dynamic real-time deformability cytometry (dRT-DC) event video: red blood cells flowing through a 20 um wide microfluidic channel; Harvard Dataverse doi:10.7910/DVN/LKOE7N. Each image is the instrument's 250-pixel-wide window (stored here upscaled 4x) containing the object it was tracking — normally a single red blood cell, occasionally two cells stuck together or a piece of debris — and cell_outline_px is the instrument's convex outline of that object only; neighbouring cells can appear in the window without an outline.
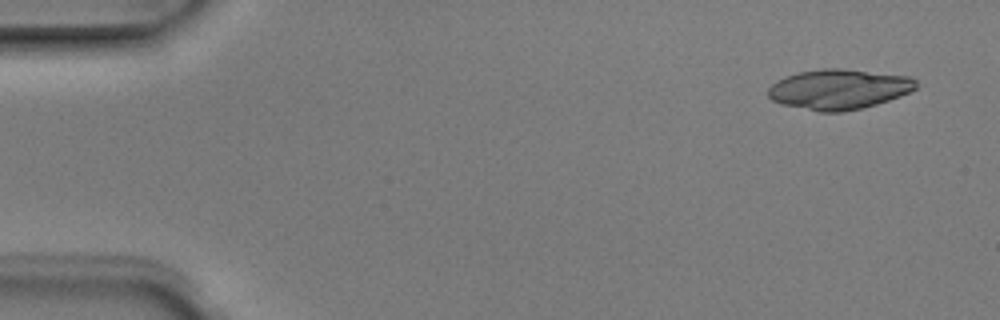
{"species": "Egyptian fruit bat (a non-hibernating species)", "species_latin": "Rousettus aegyptiacus", "temperature_condition": "room temperature", "stored_images_in_passage": 6, "camera_frame_rate_fps": 3000, "um_per_image_px": 0.085, "animal": {"sex": "male"}, "frame": {"image": 1, "passage_image": 1, "time_ms": 0.0, "image_size_px": [1000, 320], "cell_outline_px": [[916, 88], [900, 96], [876, 104], [844, 112], [820, 112], [780, 104], [772, 100], [768, 96], [768, 88], [776, 80], [784, 76], [796, 72], [824, 68], [840, 68], [912, 76], [916, 80]], "centroid_in_image_um": [71.27, 7.58], "position_along_channel_um": 13.7, "area_um2": 34.8}}
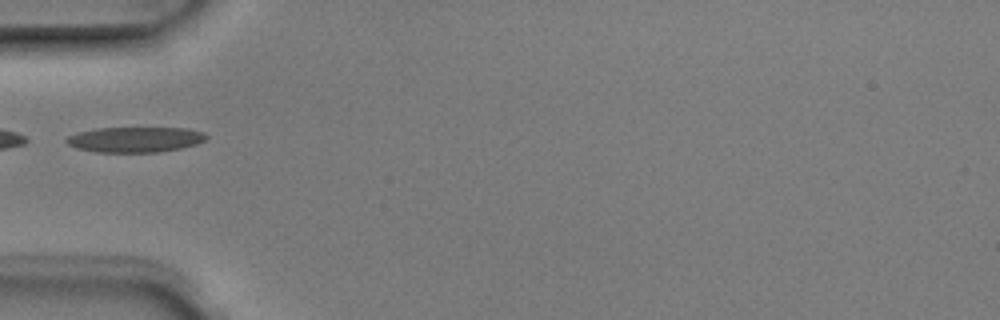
{"frame": {"image": 2, "passage_image": 5, "time_ms": 1.333, "image_size_px": [1000, 320], "cell_outline_px": [[208, 136], [204, 140], [196, 144], [180, 148], [156, 152], [96, 152], [76, 148], [68, 144], [64, 140], [68, 136], [80, 132], [96, 128], [188, 128], [204, 132]], "centroid_in_image_um": [11.48, 11.85], "position_along_channel_um": 73.5, "area_um2": 20.58}}
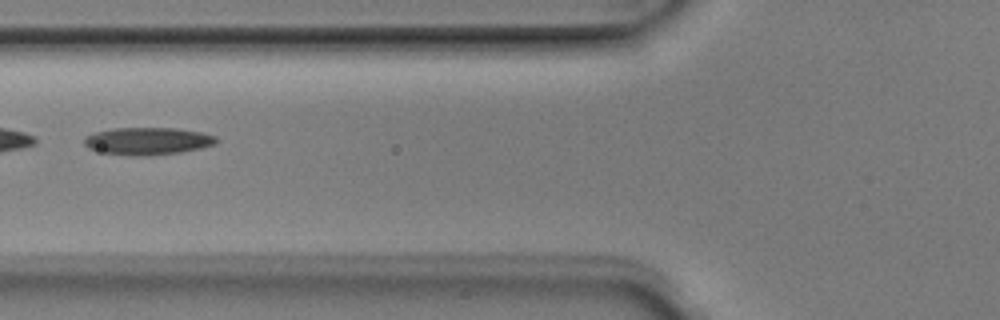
{"frame": {"image": 3, "passage_image": 6, "time_ms": 1.667, "image_size_px": [1000, 320], "cell_outline_px": [[220, 140], [216, 144], [200, 148], [180, 152], [136, 156], [132, 156], [104, 152], [88, 148], [84, 144], [84, 136], [96, 132], [112, 128], [176, 128], [200, 132], [216, 136]], "centroid_in_image_um": [12.56, 11.98], "position_along_channel_um": 113.2, "area_um2": 20.98}}